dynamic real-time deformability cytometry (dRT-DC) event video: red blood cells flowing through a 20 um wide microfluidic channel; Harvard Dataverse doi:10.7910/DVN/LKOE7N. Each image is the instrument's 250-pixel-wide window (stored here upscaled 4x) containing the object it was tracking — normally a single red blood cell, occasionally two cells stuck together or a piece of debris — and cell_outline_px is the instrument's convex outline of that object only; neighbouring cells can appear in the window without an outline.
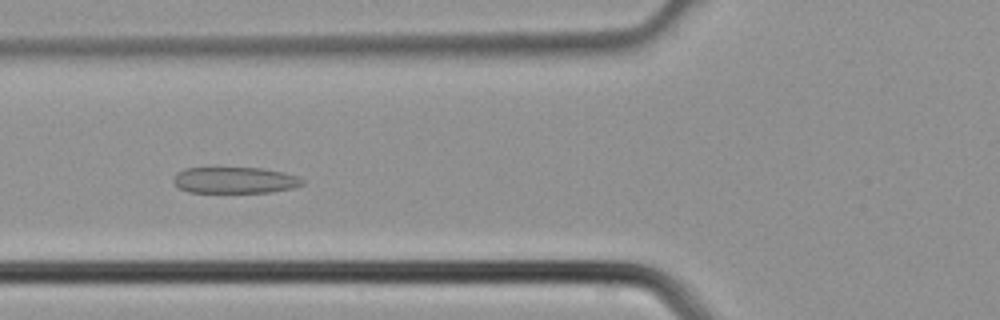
{"species": "common noctule bat (a hibernating species)", "species_latin": "Nyctalus noctula", "temperature_condition": "cold", "stored_images_in_passage": 4, "camera_frame_rate_fps": 3000, "um_per_image_px": 0.085, "animal": {"sex": "male", "body_mass_g": 21.5, "forearm_length_mm": 52.0}, "frame": {"image": 1, "passage_image": 4, "time_ms": 1.0, "image_size_px": [1000, 320], "cell_outline_px": [[304, 184], [292, 188], [272, 192], [188, 192], [172, 184], [172, 176], [176, 172], [184, 168], [264, 168], [284, 172], [296, 176], [304, 180]], "centroid_in_image_um": [19.91, 15.31], "position_along_channel_um": 105.9, "area_um2": 19.94}}